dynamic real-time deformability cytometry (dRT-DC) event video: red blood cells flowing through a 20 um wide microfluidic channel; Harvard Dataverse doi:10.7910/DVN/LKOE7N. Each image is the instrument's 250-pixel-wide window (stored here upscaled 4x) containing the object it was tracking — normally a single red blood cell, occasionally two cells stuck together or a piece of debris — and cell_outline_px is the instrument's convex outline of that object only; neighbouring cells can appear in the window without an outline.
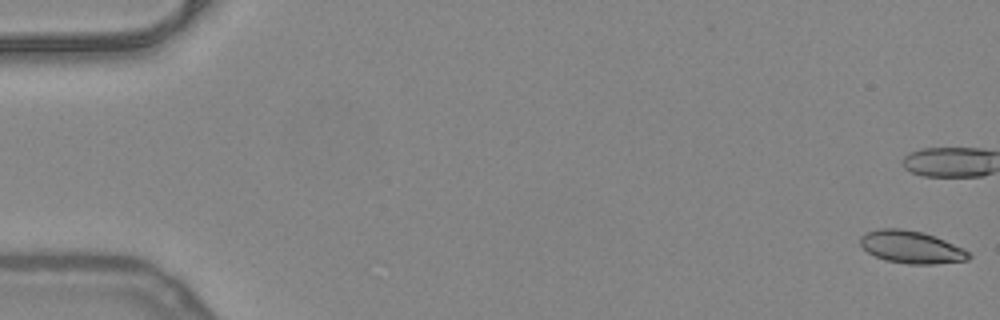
{"species": "common noctule bat (a hibernating species)", "species_latin": "Nyctalus noctula", "temperature_condition": "warm", "stored_images_in_passage": 21, "camera_frame_rate_fps": 3000, "um_per_image_px": 0.085, "animal": {"sex": "female", "body_mass_g": 24.6, "forearm_length_mm": 56.2}, "frame": {"image": 1, "passage_image": 1, "time_ms": 0.0, "image_size_px": [1000, 320], "cell_outline_px": [[972, 256], [968, 260], [932, 264], [908, 264], [884, 260], [868, 252], [860, 244], [860, 236], [868, 232], [880, 228], [900, 228], [924, 232], [964, 248]], "centroid_in_image_um": [77.47, 21.0], "position_along_channel_um": 7.5, "area_um2": 20.52}}